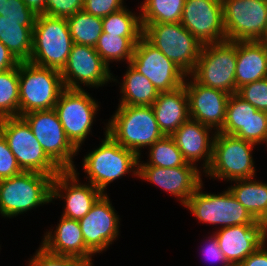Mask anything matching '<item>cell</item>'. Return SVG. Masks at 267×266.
I'll list each match as a JSON object with an SVG mask.
<instances>
[{
  "mask_svg": "<svg viewBox=\"0 0 267 266\" xmlns=\"http://www.w3.org/2000/svg\"><path fill=\"white\" fill-rule=\"evenodd\" d=\"M104 139L96 149L83 158V170L90 184L106 194L108 184L132 173L138 177L139 157L129 149L121 146L104 128Z\"/></svg>",
  "mask_w": 267,
  "mask_h": 266,
  "instance_id": "obj_1",
  "label": "cell"
},
{
  "mask_svg": "<svg viewBox=\"0 0 267 266\" xmlns=\"http://www.w3.org/2000/svg\"><path fill=\"white\" fill-rule=\"evenodd\" d=\"M106 132L141 159L142 148H149L165 136L151 106L118 105L106 123Z\"/></svg>",
  "mask_w": 267,
  "mask_h": 266,
  "instance_id": "obj_2",
  "label": "cell"
},
{
  "mask_svg": "<svg viewBox=\"0 0 267 266\" xmlns=\"http://www.w3.org/2000/svg\"><path fill=\"white\" fill-rule=\"evenodd\" d=\"M53 177L39 172L23 171L0 181V215L14 218L52 202Z\"/></svg>",
  "mask_w": 267,
  "mask_h": 266,
  "instance_id": "obj_3",
  "label": "cell"
},
{
  "mask_svg": "<svg viewBox=\"0 0 267 266\" xmlns=\"http://www.w3.org/2000/svg\"><path fill=\"white\" fill-rule=\"evenodd\" d=\"M65 89L59 70L19 62V116L53 109Z\"/></svg>",
  "mask_w": 267,
  "mask_h": 266,
  "instance_id": "obj_4",
  "label": "cell"
},
{
  "mask_svg": "<svg viewBox=\"0 0 267 266\" xmlns=\"http://www.w3.org/2000/svg\"><path fill=\"white\" fill-rule=\"evenodd\" d=\"M72 45L73 40L66 18L37 15L33 28L30 62L61 71Z\"/></svg>",
  "mask_w": 267,
  "mask_h": 266,
  "instance_id": "obj_5",
  "label": "cell"
},
{
  "mask_svg": "<svg viewBox=\"0 0 267 266\" xmlns=\"http://www.w3.org/2000/svg\"><path fill=\"white\" fill-rule=\"evenodd\" d=\"M255 147L256 144L250 141L216 132L212 161L205 176L231 183L233 180L257 177L252 156Z\"/></svg>",
  "mask_w": 267,
  "mask_h": 266,
  "instance_id": "obj_6",
  "label": "cell"
},
{
  "mask_svg": "<svg viewBox=\"0 0 267 266\" xmlns=\"http://www.w3.org/2000/svg\"><path fill=\"white\" fill-rule=\"evenodd\" d=\"M202 182L184 205L196 219L205 224L219 225L217 229L237 225H265L257 221L239 203L229 189L221 193H204ZM222 225V226H221Z\"/></svg>",
  "mask_w": 267,
  "mask_h": 266,
  "instance_id": "obj_7",
  "label": "cell"
},
{
  "mask_svg": "<svg viewBox=\"0 0 267 266\" xmlns=\"http://www.w3.org/2000/svg\"><path fill=\"white\" fill-rule=\"evenodd\" d=\"M142 27L143 37L187 75L194 70L203 45L180 22Z\"/></svg>",
  "mask_w": 267,
  "mask_h": 266,
  "instance_id": "obj_8",
  "label": "cell"
},
{
  "mask_svg": "<svg viewBox=\"0 0 267 266\" xmlns=\"http://www.w3.org/2000/svg\"><path fill=\"white\" fill-rule=\"evenodd\" d=\"M0 133L23 171L39 172L53 178L62 170L47 156L30 126L20 116L0 119Z\"/></svg>",
  "mask_w": 267,
  "mask_h": 266,
  "instance_id": "obj_9",
  "label": "cell"
},
{
  "mask_svg": "<svg viewBox=\"0 0 267 266\" xmlns=\"http://www.w3.org/2000/svg\"><path fill=\"white\" fill-rule=\"evenodd\" d=\"M236 42L223 41L203 45L200 56L189 74L196 82L235 94Z\"/></svg>",
  "mask_w": 267,
  "mask_h": 266,
  "instance_id": "obj_10",
  "label": "cell"
},
{
  "mask_svg": "<svg viewBox=\"0 0 267 266\" xmlns=\"http://www.w3.org/2000/svg\"><path fill=\"white\" fill-rule=\"evenodd\" d=\"M30 126L47 156L62 170H73L79 150L66 136L55 109L37 110L21 116ZM77 154V155H76Z\"/></svg>",
  "mask_w": 267,
  "mask_h": 266,
  "instance_id": "obj_11",
  "label": "cell"
},
{
  "mask_svg": "<svg viewBox=\"0 0 267 266\" xmlns=\"http://www.w3.org/2000/svg\"><path fill=\"white\" fill-rule=\"evenodd\" d=\"M99 107L98 100L84 89L65 88L59 96L54 109L66 136L78 150H81L87 136L92 135L91 129Z\"/></svg>",
  "mask_w": 267,
  "mask_h": 266,
  "instance_id": "obj_12",
  "label": "cell"
},
{
  "mask_svg": "<svg viewBox=\"0 0 267 266\" xmlns=\"http://www.w3.org/2000/svg\"><path fill=\"white\" fill-rule=\"evenodd\" d=\"M227 41H264L267 0H222Z\"/></svg>",
  "mask_w": 267,
  "mask_h": 266,
  "instance_id": "obj_13",
  "label": "cell"
},
{
  "mask_svg": "<svg viewBox=\"0 0 267 266\" xmlns=\"http://www.w3.org/2000/svg\"><path fill=\"white\" fill-rule=\"evenodd\" d=\"M110 68L103 62L95 47L73 43L67 62L60 71L67 89L99 88L117 82Z\"/></svg>",
  "mask_w": 267,
  "mask_h": 266,
  "instance_id": "obj_14",
  "label": "cell"
},
{
  "mask_svg": "<svg viewBox=\"0 0 267 266\" xmlns=\"http://www.w3.org/2000/svg\"><path fill=\"white\" fill-rule=\"evenodd\" d=\"M129 64L149 79L158 92H169L180 88L187 76L144 37L135 45Z\"/></svg>",
  "mask_w": 267,
  "mask_h": 266,
  "instance_id": "obj_15",
  "label": "cell"
},
{
  "mask_svg": "<svg viewBox=\"0 0 267 266\" xmlns=\"http://www.w3.org/2000/svg\"><path fill=\"white\" fill-rule=\"evenodd\" d=\"M180 23L202 45L226 41L222 0H185Z\"/></svg>",
  "mask_w": 267,
  "mask_h": 266,
  "instance_id": "obj_16",
  "label": "cell"
},
{
  "mask_svg": "<svg viewBox=\"0 0 267 266\" xmlns=\"http://www.w3.org/2000/svg\"><path fill=\"white\" fill-rule=\"evenodd\" d=\"M109 196L103 194L79 224L86 247L95 255L106 249L119 236L120 218Z\"/></svg>",
  "mask_w": 267,
  "mask_h": 266,
  "instance_id": "obj_17",
  "label": "cell"
},
{
  "mask_svg": "<svg viewBox=\"0 0 267 266\" xmlns=\"http://www.w3.org/2000/svg\"><path fill=\"white\" fill-rule=\"evenodd\" d=\"M78 175L75 167L61 171L52 180V202L63 199L65 206L61 216L74 220L83 218L103 195L92 184L79 183Z\"/></svg>",
  "mask_w": 267,
  "mask_h": 266,
  "instance_id": "obj_18",
  "label": "cell"
},
{
  "mask_svg": "<svg viewBox=\"0 0 267 266\" xmlns=\"http://www.w3.org/2000/svg\"><path fill=\"white\" fill-rule=\"evenodd\" d=\"M184 86L190 118L215 132H220L225 122L227 102L231 94L206 87L196 82L190 75L186 76Z\"/></svg>",
  "mask_w": 267,
  "mask_h": 266,
  "instance_id": "obj_19",
  "label": "cell"
},
{
  "mask_svg": "<svg viewBox=\"0 0 267 266\" xmlns=\"http://www.w3.org/2000/svg\"><path fill=\"white\" fill-rule=\"evenodd\" d=\"M202 170L187 163L185 166L162 168L158 166H138V178L152 183L177 197L184 206L202 183Z\"/></svg>",
  "mask_w": 267,
  "mask_h": 266,
  "instance_id": "obj_20",
  "label": "cell"
},
{
  "mask_svg": "<svg viewBox=\"0 0 267 266\" xmlns=\"http://www.w3.org/2000/svg\"><path fill=\"white\" fill-rule=\"evenodd\" d=\"M212 233L232 266H238L267 240L266 225L230 226Z\"/></svg>",
  "mask_w": 267,
  "mask_h": 266,
  "instance_id": "obj_21",
  "label": "cell"
},
{
  "mask_svg": "<svg viewBox=\"0 0 267 266\" xmlns=\"http://www.w3.org/2000/svg\"><path fill=\"white\" fill-rule=\"evenodd\" d=\"M215 135L216 132L213 129L189 118L171 137L187 163L197 167V162L203 161L202 166L198 168L203 169L205 173L212 161Z\"/></svg>",
  "mask_w": 267,
  "mask_h": 266,
  "instance_id": "obj_22",
  "label": "cell"
},
{
  "mask_svg": "<svg viewBox=\"0 0 267 266\" xmlns=\"http://www.w3.org/2000/svg\"><path fill=\"white\" fill-rule=\"evenodd\" d=\"M54 232L46 231L41 246L48 252L76 257L93 265L94 254L86 247L78 220L61 216Z\"/></svg>",
  "mask_w": 267,
  "mask_h": 266,
  "instance_id": "obj_23",
  "label": "cell"
},
{
  "mask_svg": "<svg viewBox=\"0 0 267 266\" xmlns=\"http://www.w3.org/2000/svg\"><path fill=\"white\" fill-rule=\"evenodd\" d=\"M235 93L241 86L267 77V42L237 41Z\"/></svg>",
  "mask_w": 267,
  "mask_h": 266,
  "instance_id": "obj_24",
  "label": "cell"
},
{
  "mask_svg": "<svg viewBox=\"0 0 267 266\" xmlns=\"http://www.w3.org/2000/svg\"><path fill=\"white\" fill-rule=\"evenodd\" d=\"M160 130L171 136L189 116L188 97L185 86L169 92H159L151 106Z\"/></svg>",
  "mask_w": 267,
  "mask_h": 266,
  "instance_id": "obj_25",
  "label": "cell"
},
{
  "mask_svg": "<svg viewBox=\"0 0 267 266\" xmlns=\"http://www.w3.org/2000/svg\"><path fill=\"white\" fill-rule=\"evenodd\" d=\"M35 21L3 19L0 15V42L18 62L29 61L31 57Z\"/></svg>",
  "mask_w": 267,
  "mask_h": 266,
  "instance_id": "obj_26",
  "label": "cell"
},
{
  "mask_svg": "<svg viewBox=\"0 0 267 266\" xmlns=\"http://www.w3.org/2000/svg\"><path fill=\"white\" fill-rule=\"evenodd\" d=\"M228 189L245 209L267 226V183L255 178L233 180Z\"/></svg>",
  "mask_w": 267,
  "mask_h": 266,
  "instance_id": "obj_27",
  "label": "cell"
},
{
  "mask_svg": "<svg viewBox=\"0 0 267 266\" xmlns=\"http://www.w3.org/2000/svg\"><path fill=\"white\" fill-rule=\"evenodd\" d=\"M120 83L121 100L118 105L152 106L159 92L149 79L129 63Z\"/></svg>",
  "mask_w": 267,
  "mask_h": 266,
  "instance_id": "obj_28",
  "label": "cell"
},
{
  "mask_svg": "<svg viewBox=\"0 0 267 266\" xmlns=\"http://www.w3.org/2000/svg\"><path fill=\"white\" fill-rule=\"evenodd\" d=\"M256 111L254 106L236 93L231 94L227 102L225 122L220 132L248 141V122Z\"/></svg>",
  "mask_w": 267,
  "mask_h": 266,
  "instance_id": "obj_29",
  "label": "cell"
},
{
  "mask_svg": "<svg viewBox=\"0 0 267 266\" xmlns=\"http://www.w3.org/2000/svg\"><path fill=\"white\" fill-rule=\"evenodd\" d=\"M142 37H121L102 32L95 46L96 52L103 62L110 68V62L130 63L135 45Z\"/></svg>",
  "mask_w": 267,
  "mask_h": 266,
  "instance_id": "obj_30",
  "label": "cell"
},
{
  "mask_svg": "<svg viewBox=\"0 0 267 266\" xmlns=\"http://www.w3.org/2000/svg\"><path fill=\"white\" fill-rule=\"evenodd\" d=\"M184 4L185 0H143L138 6L142 26L180 22Z\"/></svg>",
  "mask_w": 267,
  "mask_h": 266,
  "instance_id": "obj_31",
  "label": "cell"
},
{
  "mask_svg": "<svg viewBox=\"0 0 267 266\" xmlns=\"http://www.w3.org/2000/svg\"><path fill=\"white\" fill-rule=\"evenodd\" d=\"M66 19L73 43L96 46L103 32L102 18L81 10Z\"/></svg>",
  "mask_w": 267,
  "mask_h": 266,
  "instance_id": "obj_32",
  "label": "cell"
},
{
  "mask_svg": "<svg viewBox=\"0 0 267 266\" xmlns=\"http://www.w3.org/2000/svg\"><path fill=\"white\" fill-rule=\"evenodd\" d=\"M103 32L121 37H143L140 12L136 14L127 7L102 18Z\"/></svg>",
  "mask_w": 267,
  "mask_h": 266,
  "instance_id": "obj_33",
  "label": "cell"
},
{
  "mask_svg": "<svg viewBox=\"0 0 267 266\" xmlns=\"http://www.w3.org/2000/svg\"><path fill=\"white\" fill-rule=\"evenodd\" d=\"M148 152L149 154L147 155V158L149 159H147V162L144 163L143 161H140L141 158H139L138 166L173 168L177 166H185L187 164L171 136L165 135L157 140L149 147Z\"/></svg>",
  "mask_w": 267,
  "mask_h": 266,
  "instance_id": "obj_34",
  "label": "cell"
},
{
  "mask_svg": "<svg viewBox=\"0 0 267 266\" xmlns=\"http://www.w3.org/2000/svg\"><path fill=\"white\" fill-rule=\"evenodd\" d=\"M19 116V64L0 72V119Z\"/></svg>",
  "mask_w": 267,
  "mask_h": 266,
  "instance_id": "obj_35",
  "label": "cell"
},
{
  "mask_svg": "<svg viewBox=\"0 0 267 266\" xmlns=\"http://www.w3.org/2000/svg\"><path fill=\"white\" fill-rule=\"evenodd\" d=\"M28 262L27 266H91L87 261L76 257L50 253L41 245Z\"/></svg>",
  "mask_w": 267,
  "mask_h": 266,
  "instance_id": "obj_36",
  "label": "cell"
},
{
  "mask_svg": "<svg viewBox=\"0 0 267 266\" xmlns=\"http://www.w3.org/2000/svg\"><path fill=\"white\" fill-rule=\"evenodd\" d=\"M236 94L257 110L267 112V77L241 86Z\"/></svg>",
  "mask_w": 267,
  "mask_h": 266,
  "instance_id": "obj_37",
  "label": "cell"
},
{
  "mask_svg": "<svg viewBox=\"0 0 267 266\" xmlns=\"http://www.w3.org/2000/svg\"><path fill=\"white\" fill-rule=\"evenodd\" d=\"M23 172L11 152L6 139L0 133V181Z\"/></svg>",
  "mask_w": 267,
  "mask_h": 266,
  "instance_id": "obj_38",
  "label": "cell"
},
{
  "mask_svg": "<svg viewBox=\"0 0 267 266\" xmlns=\"http://www.w3.org/2000/svg\"><path fill=\"white\" fill-rule=\"evenodd\" d=\"M84 0H46L44 14L67 18L83 9Z\"/></svg>",
  "mask_w": 267,
  "mask_h": 266,
  "instance_id": "obj_39",
  "label": "cell"
},
{
  "mask_svg": "<svg viewBox=\"0 0 267 266\" xmlns=\"http://www.w3.org/2000/svg\"><path fill=\"white\" fill-rule=\"evenodd\" d=\"M267 140V112L257 110L248 122V141L263 145Z\"/></svg>",
  "mask_w": 267,
  "mask_h": 266,
  "instance_id": "obj_40",
  "label": "cell"
},
{
  "mask_svg": "<svg viewBox=\"0 0 267 266\" xmlns=\"http://www.w3.org/2000/svg\"><path fill=\"white\" fill-rule=\"evenodd\" d=\"M124 0H84L83 11L95 17L104 18L123 7Z\"/></svg>",
  "mask_w": 267,
  "mask_h": 266,
  "instance_id": "obj_41",
  "label": "cell"
},
{
  "mask_svg": "<svg viewBox=\"0 0 267 266\" xmlns=\"http://www.w3.org/2000/svg\"><path fill=\"white\" fill-rule=\"evenodd\" d=\"M2 16L11 20H36L37 17L22 0H5Z\"/></svg>",
  "mask_w": 267,
  "mask_h": 266,
  "instance_id": "obj_42",
  "label": "cell"
},
{
  "mask_svg": "<svg viewBox=\"0 0 267 266\" xmlns=\"http://www.w3.org/2000/svg\"><path fill=\"white\" fill-rule=\"evenodd\" d=\"M206 243V244H205ZM204 245L202 246V254L203 258L208 260V262H217L221 266H232L226 259L225 255L222 253L220 247L217 243V238L214 234L208 237L207 242L205 241Z\"/></svg>",
  "mask_w": 267,
  "mask_h": 266,
  "instance_id": "obj_43",
  "label": "cell"
},
{
  "mask_svg": "<svg viewBox=\"0 0 267 266\" xmlns=\"http://www.w3.org/2000/svg\"><path fill=\"white\" fill-rule=\"evenodd\" d=\"M265 241L238 266H267V247Z\"/></svg>",
  "mask_w": 267,
  "mask_h": 266,
  "instance_id": "obj_44",
  "label": "cell"
},
{
  "mask_svg": "<svg viewBox=\"0 0 267 266\" xmlns=\"http://www.w3.org/2000/svg\"><path fill=\"white\" fill-rule=\"evenodd\" d=\"M19 62L9 52L8 48L0 42V72L14 68Z\"/></svg>",
  "mask_w": 267,
  "mask_h": 266,
  "instance_id": "obj_45",
  "label": "cell"
},
{
  "mask_svg": "<svg viewBox=\"0 0 267 266\" xmlns=\"http://www.w3.org/2000/svg\"><path fill=\"white\" fill-rule=\"evenodd\" d=\"M36 15L44 14L46 0H22Z\"/></svg>",
  "mask_w": 267,
  "mask_h": 266,
  "instance_id": "obj_46",
  "label": "cell"
},
{
  "mask_svg": "<svg viewBox=\"0 0 267 266\" xmlns=\"http://www.w3.org/2000/svg\"><path fill=\"white\" fill-rule=\"evenodd\" d=\"M4 1L5 0H0V15L1 16H2V12H3Z\"/></svg>",
  "mask_w": 267,
  "mask_h": 266,
  "instance_id": "obj_47",
  "label": "cell"
}]
</instances>
